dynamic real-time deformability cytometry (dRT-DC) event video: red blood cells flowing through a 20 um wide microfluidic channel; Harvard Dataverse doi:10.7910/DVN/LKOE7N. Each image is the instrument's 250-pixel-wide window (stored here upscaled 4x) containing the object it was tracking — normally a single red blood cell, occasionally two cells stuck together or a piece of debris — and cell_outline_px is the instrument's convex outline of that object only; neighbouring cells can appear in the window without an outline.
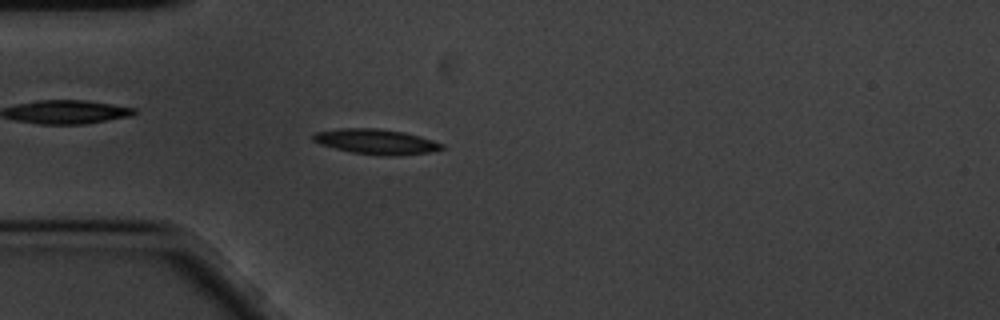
{"species": "common noctule bat (a hibernating species)", "species_latin": "Nyctalus noctula", "temperature_condition": "cold", "stored_images_in_passage": 59, "camera_frame_rate_fps": 3000, "um_per_image_px": 0.085, "animal": {"sex": "male", "body_mass_g": 20.1, "forearm_length_mm": 53.5}, "frame": {"image": 1, "passage_image": 16, "time_ms": 5.0, "image_size_px": [1000, 320], "cell_outline_px": [[444, 148], [428, 152], [392, 156], [380, 156], [352, 152], [320, 144], [312, 140], [312, 136], [316, 132], [340, 128], [376, 128], [404, 132], [420, 136], [444, 144]], "centroid_in_image_um": [31.96, 12.04], "position_along_channel_um": 53.0, "area_um2": 18.73}}
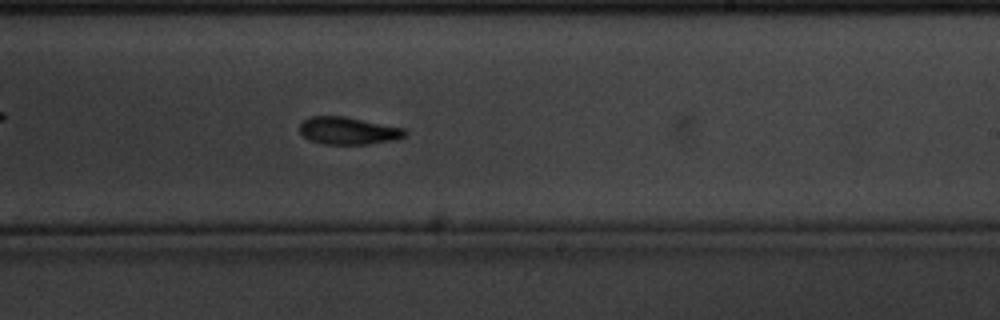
{"frame": {"image": 2, "passage_image": 35, "time_ms": 11.333, "image_size_px": [1000, 320], "cell_outline_px": [[408, 132], [404, 136], [392, 140], [368, 144], [324, 144], [308, 140], [300, 132], [300, 124], [308, 116], [344, 116], [404, 128]], "centroid_in_image_um": [29.57, 11.11], "position_along_channel_um": 259.4, "area_um2": 16.76}}
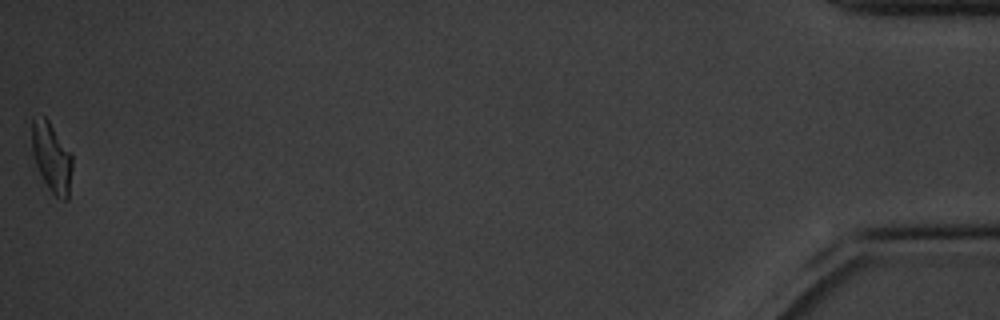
{"frame": {"image": 3, "passage_image": 59, "time_ms": 19.333, "image_size_px": [1000, 320], "cell_outline_px": [[72, 168], [68, 200], [64, 200], [56, 196], [48, 188], [28, 160], [32, 120], [44, 116], [48, 120], [72, 152]], "centroid_in_image_um": [4.31, 13.39], "position_along_channel_um": 430.9, "area_um2": 17.51}, "authors_computed_cell_mechanics": {"area_um2": 17.1666, "velocity_mm_per_s": 3.3591, "shape_relaxation_time_tau1_ms": 4.2846, "shape_relaxation_time_tau2_ms": null, "deformation_change_tau1": 0.1302, "deformation_change_tau2": null}}